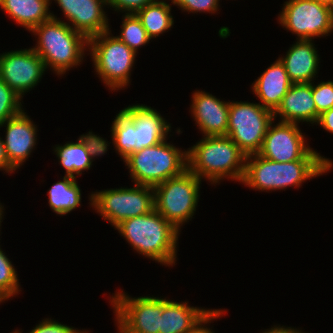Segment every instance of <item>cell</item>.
Listing matches in <instances>:
<instances>
[{
  "label": "cell",
  "mask_w": 333,
  "mask_h": 333,
  "mask_svg": "<svg viewBox=\"0 0 333 333\" xmlns=\"http://www.w3.org/2000/svg\"><path fill=\"white\" fill-rule=\"evenodd\" d=\"M291 85L285 67L278 58L250 86L259 104L274 113Z\"/></svg>",
  "instance_id": "cell-20"
},
{
  "label": "cell",
  "mask_w": 333,
  "mask_h": 333,
  "mask_svg": "<svg viewBox=\"0 0 333 333\" xmlns=\"http://www.w3.org/2000/svg\"><path fill=\"white\" fill-rule=\"evenodd\" d=\"M95 35L88 39V53L95 74L111 92L127 89L131 83V71L138 55L111 32ZM136 59V60H135Z\"/></svg>",
  "instance_id": "cell-5"
},
{
  "label": "cell",
  "mask_w": 333,
  "mask_h": 333,
  "mask_svg": "<svg viewBox=\"0 0 333 333\" xmlns=\"http://www.w3.org/2000/svg\"><path fill=\"white\" fill-rule=\"evenodd\" d=\"M171 3L167 0H155L139 10L136 15L151 39H155L173 28Z\"/></svg>",
  "instance_id": "cell-25"
},
{
  "label": "cell",
  "mask_w": 333,
  "mask_h": 333,
  "mask_svg": "<svg viewBox=\"0 0 333 333\" xmlns=\"http://www.w3.org/2000/svg\"><path fill=\"white\" fill-rule=\"evenodd\" d=\"M51 14L50 20L30 31L37 38L36 45L31 48L41 57L46 69L62 77L82 64L88 53V39L67 24L65 18L61 20L53 12Z\"/></svg>",
  "instance_id": "cell-2"
},
{
  "label": "cell",
  "mask_w": 333,
  "mask_h": 333,
  "mask_svg": "<svg viewBox=\"0 0 333 333\" xmlns=\"http://www.w3.org/2000/svg\"><path fill=\"white\" fill-rule=\"evenodd\" d=\"M312 82V96L317 108V121L319 115L333 107V80Z\"/></svg>",
  "instance_id": "cell-30"
},
{
  "label": "cell",
  "mask_w": 333,
  "mask_h": 333,
  "mask_svg": "<svg viewBox=\"0 0 333 333\" xmlns=\"http://www.w3.org/2000/svg\"><path fill=\"white\" fill-rule=\"evenodd\" d=\"M109 297L117 333H159L164 297L147 295L133 298L121 289Z\"/></svg>",
  "instance_id": "cell-10"
},
{
  "label": "cell",
  "mask_w": 333,
  "mask_h": 333,
  "mask_svg": "<svg viewBox=\"0 0 333 333\" xmlns=\"http://www.w3.org/2000/svg\"><path fill=\"white\" fill-rule=\"evenodd\" d=\"M275 121V122H274ZM273 120L264 137L259 155L280 163L296 160H328L309 146L299 124ZM276 123V124H275Z\"/></svg>",
  "instance_id": "cell-12"
},
{
  "label": "cell",
  "mask_w": 333,
  "mask_h": 333,
  "mask_svg": "<svg viewBox=\"0 0 333 333\" xmlns=\"http://www.w3.org/2000/svg\"><path fill=\"white\" fill-rule=\"evenodd\" d=\"M191 96L189 112L202 136H227L230 101L197 89Z\"/></svg>",
  "instance_id": "cell-16"
},
{
  "label": "cell",
  "mask_w": 333,
  "mask_h": 333,
  "mask_svg": "<svg viewBox=\"0 0 333 333\" xmlns=\"http://www.w3.org/2000/svg\"><path fill=\"white\" fill-rule=\"evenodd\" d=\"M168 139L136 151L123 161L132 183L154 187L187 169V150L167 142Z\"/></svg>",
  "instance_id": "cell-6"
},
{
  "label": "cell",
  "mask_w": 333,
  "mask_h": 333,
  "mask_svg": "<svg viewBox=\"0 0 333 333\" xmlns=\"http://www.w3.org/2000/svg\"><path fill=\"white\" fill-rule=\"evenodd\" d=\"M40 323L36 324L35 327L28 333H90L91 331L87 329H78L67 324H63L58 320L45 318L39 321ZM20 333L23 331L18 330Z\"/></svg>",
  "instance_id": "cell-33"
},
{
  "label": "cell",
  "mask_w": 333,
  "mask_h": 333,
  "mask_svg": "<svg viewBox=\"0 0 333 333\" xmlns=\"http://www.w3.org/2000/svg\"><path fill=\"white\" fill-rule=\"evenodd\" d=\"M48 189V204L57 215L65 216L81 206V189L72 176H63Z\"/></svg>",
  "instance_id": "cell-23"
},
{
  "label": "cell",
  "mask_w": 333,
  "mask_h": 333,
  "mask_svg": "<svg viewBox=\"0 0 333 333\" xmlns=\"http://www.w3.org/2000/svg\"><path fill=\"white\" fill-rule=\"evenodd\" d=\"M22 100V97L0 79V124L24 110Z\"/></svg>",
  "instance_id": "cell-29"
},
{
  "label": "cell",
  "mask_w": 333,
  "mask_h": 333,
  "mask_svg": "<svg viewBox=\"0 0 333 333\" xmlns=\"http://www.w3.org/2000/svg\"><path fill=\"white\" fill-rule=\"evenodd\" d=\"M170 1V0H169ZM171 4L178 6L182 12L217 14L220 10V0H171Z\"/></svg>",
  "instance_id": "cell-31"
},
{
  "label": "cell",
  "mask_w": 333,
  "mask_h": 333,
  "mask_svg": "<svg viewBox=\"0 0 333 333\" xmlns=\"http://www.w3.org/2000/svg\"><path fill=\"white\" fill-rule=\"evenodd\" d=\"M317 2H319L320 4L326 5L330 8L333 9V0H315Z\"/></svg>",
  "instance_id": "cell-40"
},
{
  "label": "cell",
  "mask_w": 333,
  "mask_h": 333,
  "mask_svg": "<svg viewBox=\"0 0 333 333\" xmlns=\"http://www.w3.org/2000/svg\"><path fill=\"white\" fill-rule=\"evenodd\" d=\"M51 0H0V8L27 31L50 20Z\"/></svg>",
  "instance_id": "cell-22"
},
{
  "label": "cell",
  "mask_w": 333,
  "mask_h": 333,
  "mask_svg": "<svg viewBox=\"0 0 333 333\" xmlns=\"http://www.w3.org/2000/svg\"><path fill=\"white\" fill-rule=\"evenodd\" d=\"M201 182L186 169L181 175L153 187L155 210L180 232L196 213Z\"/></svg>",
  "instance_id": "cell-7"
},
{
  "label": "cell",
  "mask_w": 333,
  "mask_h": 333,
  "mask_svg": "<svg viewBox=\"0 0 333 333\" xmlns=\"http://www.w3.org/2000/svg\"><path fill=\"white\" fill-rule=\"evenodd\" d=\"M79 140L85 145L87 152L89 153L92 161L96 158L104 156L111 142L105 140L99 134H95L92 131H88L85 134L79 136ZM109 142V143H108Z\"/></svg>",
  "instance_id": "cell-32"
},
{
  "label": "cell",
  "mask_w": 333,
  "mask_h": 333,
  "mask_svg": "<svg viewBox=\"0 0 333 333\" xmlns=\"http://www.w3.org/2000/svg\"><path fill=\"white\" fill-rule=\"evenodd\" d=\"M279 13L278 24L296 40H314L333 32V9L315 0H287Z\"/></svg>",
  "instance_id": "cell-11"
},
{
  "label": "cell",
  "mask_w": 333,
  "mask_h": 333,
  "mask_svg": "<svg viewBox=\"0 0 333 333\" xmlns=\"http://www.w3.org/2000/svg\"><path fill=\"white\" fill-rule=\"evenodd\" d=\"M227 309H214L201 323H199L191 332L189 333H215L210 327V323L215 320L222 318L226 314ZM213 321V322H212ZM209 325V326H208Z\"/></svg>",
  "instance_id": "cell-35"
},
{
  "label": "cell",
  "mask_w": 333,
  "mask_h": 333,
  "mask_svg": "<svg viewBox=\"0 0 333 333\" xmlns=\"http://www.w3.org/2000/svg\"><path fill=\"white\" fill-rule=\"evenodd\" d=\"M186 150L187 169L202 181L212 185L225 179L242 182L247 156L228 136H202Z\"/></svg>",
  "instance_id": "cell-3"
},
{
  "label": "cell",
  "mask_w": 333,
  "mask_h": 333,
  "mask_svg": "<svg viewBox=\"0 0 333 333\" xmlns=\"http://www.w3.org/2000/svg\"><path fill=\"white\" fill-rule=\"evenodd\" d=\"M122 111L136 126L135 152L173 136H168L172 132L171 124L154 107L137 103L123 108Z\"/></svg>",
  "instance_id": "cell-17"
},
{
  "label": "cell",
  "mask_w": 333,
  "mask_h": 333,
  "mask_svg": "<svg viewBox=\"0 0 333 333\" xmlns=\"http://www.w3.org/2000/svg\"><path fill=\"white\" fill-rule=\"evenodd\" d=\"M114 229L135 253L162 266L176 265L180 231L155 209L148 214L125 219Z\"/></svg>",
  "instance_id": "cell-1"
},
{
  "label": "cell",
  "mask_w": 333,
  "mask_h": 333,
  "mask_svg": "<svg viewBox=\"0 0 333 333\" xmlns=\"http://www.w3.org/2000/svg\"><path fill=\"white\" fill-rule=\"evenodd\" d=\"M88 204L104 221L115 227L125 219L148 214L154 210V188L134 184L130 188L96 190L90 193Z\"/></svg>",
  "instance_id": "cell-8"
},
{
  "label": "cell",
  "mask_w": 333,
  "mask_h": 333,
  "mask_svg": "<svg viewBox=\"0 0 333 333\" xmlns=\"http://www.w3.org/2000/svg\"><path fill=\"white\" fill-rule=\"evenodd\" d=\"M274 114L259 103L230 101L227 136L250 156L261 150Z\"/></svg>",
  "instance_id": "cell-9"
},
{
  "label": "cell",
  "mask_w": 333,
  "mask_h": 333,
  "mask_svg": "<svg viewBox=\"0 0 333 333\" xmlns=\"http://www.w3.org/2000/svg\"><path fill=\"white\" fill-rule=\"evenodd\" d=\"M155 0H107V8L117 13L136 14Z\"/></svg>",
  "instance_id": "cell-34"
},
{
  "label": "cell",
  "mask_w": 333,
  "mask_h": 333,
  "mask_svg": "<svg viewBox=\"0 0 333 333\" xmlns=\"http://www.w3.org/2000/svg\"><path fill=\"white\" fill-rule=\"evenodd\" d=\"M121 31L116 37L138 54V49L152 40L136 14H123Z\"/></svg>",
  "instance_id": "cell-27"
},
{
  "label": "cell",
  "mask_w": 333,
  "mask_h": 333,
  "mask_svg": "<svg viewBox=\"0 0 333 333\" xmlns=\"http://www.w3.org/2000/svg\"><path fill=\"white\" fill-rule=\"evenodd\" d=\"M333 170L328 160H296L280 163L259 154L246 157L245 174L241 184L260 192L300 188L308 179Z\"/></svg>",
  "instance_id": "cell-4"
},
{
  "label": "cell",
  "mask_w": 333,
  "mask_h": 333,
  "mask_svg": "<svg viewBox=\"0 0 333 333\" xmlns=\"http://www.w3.org/2000/svg\"><path fill=\"white\" fill-rule=\"evenodd\" d=\"M278 121L314 126L317 122V108L312 96V83H292L282 102L273 113ZM309 122V123H308Z\"/></svg>",
  "instance_id": "cell-19"
},
{
  "label": "cell",
  "mask_w": 333,
  "mask_h": 333,
  "mask_svg": "<svg viewBox=\"0 0 333 333\" xmlns=\"http://www.w3.org/2000/svg\"><path fill=\"white\" fill-rule=\"evenodd\" d=\"M4 211H5L4 205L2 203H0V229H1V226H2L1 223L3 222V219H4V213H5ZM0 236H1V234H0Z\"/></svg>",
  "instance_id": "cell-39"
},
{
  "label": "cell",
  "mask_w": 333,
  "mask_h": 333,
  "mask_svg": "<svg viewBox=\"0 0 333 333\" xmlns=\"http://www.w3.org/2000/svg\"><path fill=\"white\" fill-rule=\"evenodd\" d=\"M261 333H307V332H303L302 329L299 328H294V327H288V326H281L279 324L271 326V328L269 329H264V331L262 330Z\"/></svg>",
  "instance_id": "cell-38"
},
{
  "label": "cell",
  "mask_w": 333,
  "mask_h": 333,
  "mask_svg": "<svg viewBox=\"0 0 333 333\" xmlns=\"http://www.w3.org/2000/svg\"><path fill=\"white\" fill-rule=\"evenodd\" d=\"M10 333H20V332L18 331V329H15V330H13V332H10Z\"/></svg>",
  "instance_id": "cell-41"
},
{
  "label": "cell",
  "mask_w": 333,
  "mask_h": 333,
  "mask_svg": "<svg viewBox=\"0 0 333 333\" xmlns=\"http://www.w3.org/2000/svg\"><path fill=\"white\" fill-rule=\"evenodd\" d=\"M0 171H3V173L10 174L14 173L16 170L9 164V160L6 155L4 143L2 140V137L0 136Z\"/></svg>",
  "instance_id": "cell-37"
},
{
  "label": "cell",
  "mask_w": 333,
  "mask_h": 333,
  "mask_svg": "<svg viewBox=\"0 0 333 333\" xmlns=\"http://www.w3.org/2000/svg\"><path fill=\"white\" fill-rule=\"evenodd\" d=\"M315 125H319L328 133L333 134V107L319 115L318 121Z\"/></svg>",
  "instance_id": "cell-36"
},
{
  "label": "cell",
  "mask_w": 333,
  "mask_h": 333,
  "mask_svg": "<svg viewBox=\"0 0 333 333\" xmlns=\"http://www.w3.org/2000/svg\"><path fill=\"white\" fill-rule=\"evenodd\" d=\"M111 125L112 145L124 161L135 152L136 126L122 110L117 113Z\"/></svg>",
  "instance_id": "cell-26"
},
{
  "label": "cell",
  "mask_w": 333,
  "mask_h": 333,
  "mask_svg": "<svg viewBox=\"0 0 333 333\" xmlns=\"http://www.w3.org/2000/svg\"><path fill=\"white\" fill-rule=\"evenodd\" d=\"M6 127L3 140L9 164L15 169H20L22 165L34 152L37 146L38 127L25 112V109L16 116L0 124Z\"/></svg>",
  "instance_id": "cell-15"
},
{
  "label": "cell",
  "mask_w": 333,
  "mask_h": 333,
  "mask_svg": "<svg viewBox=\"0 0 333 333\" xmlns=\"http://www.w3.org/2000/svg\"><path fill=\"white\" fill-rule=\"evenodd\" d=\"M7 256L0 245V304L22 292L17 269Z\"/></svg>",
  "instance_id": "cell-28"
},
{
  "label": "cell",
  "mask_w": 333,
  "mask_h": 333,
  "mask_svg": "<svg viewBox=\"0 0 333 333\" xmlns=\"http://www.w3.org/2000/svg\"><path fill=\"white\" fill-rule=\"evenodd\" d=\"M47 71L31 47L0 53V79L22 98L40 83Z\"/></svg>",
  "instance_id": "cell-13"
},
{
  "label": "cell",
  "mask_w": 333,
  "mask_h": 333,
  "mask_svg": "<svg viewBox=\"0 0 333 333\" xmlns=\"http://www.w3.org/2000/svg\"><path fill=\"white\" fill-rule=\"evenodd\" d=\"M315 46L314 40H296L285 52V56L278 57L292 83H312L317 80L320 55Z\"/></svg>",
  "instance_id": "cell-18"
},
{
  "label": "cell",
  "mask_w": 333,
  "mask_h": 333,
  "mask_svg": "<svg viewBox=\"0 0 333 333\" xmlns=\"http://www.w3.org/2000/svg\"><path fill=\"white\" fill-rule=\"evenodd\" d=\"M214 309L191 306L189 302H176L164 298L159 333H189Z\"/></svg>",
  "instance_id": "cell-21"
},
{
  "label": "cell",
  "mask_w": 333,
  "mask_h": 333,
  "mask_svg": "<svg viewBox=\"0 0 333 333\" xmlns=\"http://www.w3.org/2000/svg\"><path fill=\"white\" fill-rule=\"evenodd\" d=\"M53 151L58 158L59 165L65 169V176L77 178L82 172L90 170L93 161L85 145L79 140L67 141L64 145L53 146Z\"/></svg>",
  "instance_id": "cell-24"
},
{
  "label": "cell",
  "mask_w": 333,
  "mask_h": 333,
  "mask_svg": "<svg viewBox=\"0 0 333 333\" xmlns=\"http://www.w3.org/2000/svg\"><path fill=\"white\" fill-rule=\"evenodd\" d=\"M54 1L61 9L63 17L66 18V23L87 39L111 29L109 17L104 10L107 8V0Z\"/></svg>",
  "instance_id": "cell-14"
}]
</instances>
